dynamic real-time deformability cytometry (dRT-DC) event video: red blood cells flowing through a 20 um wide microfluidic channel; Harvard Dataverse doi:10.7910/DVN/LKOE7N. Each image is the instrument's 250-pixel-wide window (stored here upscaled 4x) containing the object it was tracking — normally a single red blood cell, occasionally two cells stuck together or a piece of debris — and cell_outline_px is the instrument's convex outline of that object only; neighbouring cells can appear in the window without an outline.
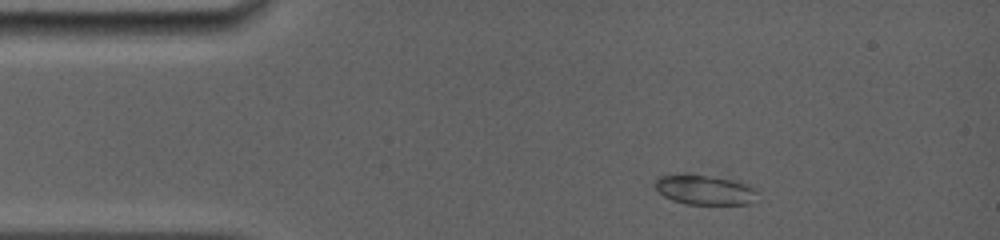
{"species": "common noctule bat (a hibernating species)", "species_latin": "Nyctalus noctula", "temperature_condition": "room temperature", "stored_images_in_passage": 31, "camera_frame_rate_fps": 5000, "um_per_image_px": 0.085, "animal": {"sex": "female", "body_mass_g": 19.0, "forearm_length_mm": 56.7}, "frame": {"image": 1, "passage_image": 3, "time_ms": 1.2, "image_size_px": [1000, 240], "cell_outline_px": [[756, 192], [748, 204], [684, 204], [672, 200], [664, 196], [652, 184], [660, 176], [684, 172], [692, 172], [740, 180], [756, 188]], "centroid_in_image_um": [59.85, 16.08], "position_along_channel_um": 25.1, "area_um2": 18.38}}
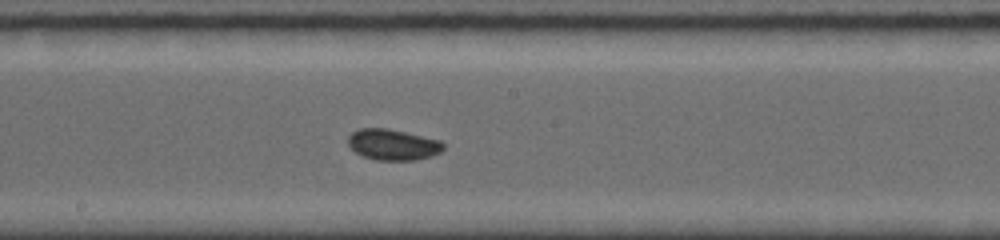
{"frame": {"image": 2, "passage_image": 14, "time_ms": 7.4, "image_size_px": [1000, 240], "cell_outline_px": [[444, 148], [440, 152], [428, 156], [412, 160], [376, 160], [364, 156], [356, 152], [348, 144], [348, 136], [352, 132], [360, 128], [388, 128], [440, 140], [444, 144]], "centroid_in_image_um": [33.37, 12.28], "position_along_channel_um": 214.8, "area_um2": 16.99}}
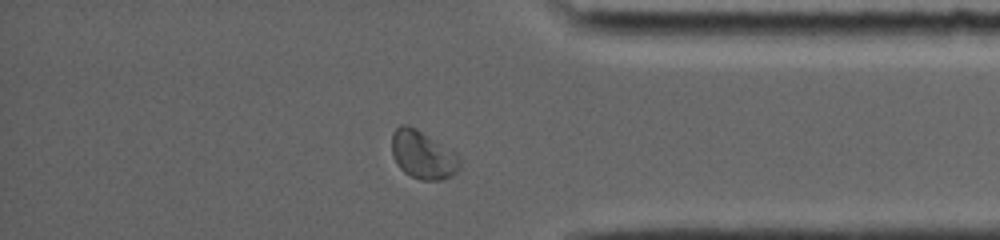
{"frame": {"image": 3, "passage_image": 25, "time_ms": 12.2, "image_size_px": [1000, 240], "cell_outline_px": [[460, 168], [452, 176], [440, 180], [420, 180], [404, 172], [396, 164], [392, 156], [392, 132], [400, 124], [408, 124], [416, 128], [456, 152], [460, 160]], "centroid_in_image_um": [35.93, 13.15], "position_along_channel_um": 399.3, "area_um2": 19.25}, "authors_computed_cell_mechanics": {"area_um2": 17.1088, "velocity_mm_per_s": 3.9406, "shape_relaxation_time_tau1_ms": 2.9782, "shape_relaxation_time_tau2_ms": null, "deformation_change_tau1": 0.0572, "deformation_change_tau2": null}}